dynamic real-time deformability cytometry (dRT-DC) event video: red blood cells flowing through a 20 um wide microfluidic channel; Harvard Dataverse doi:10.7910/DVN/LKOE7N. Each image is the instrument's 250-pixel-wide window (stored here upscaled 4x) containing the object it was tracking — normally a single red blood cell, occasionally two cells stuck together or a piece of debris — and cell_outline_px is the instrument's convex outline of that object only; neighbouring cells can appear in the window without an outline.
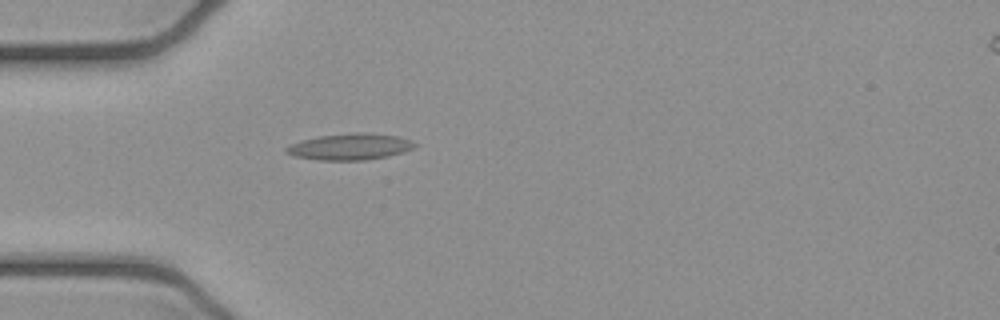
{"species": "common noctule bat (a hibernating species)", "species_latin": "Nyctalus noctula", "temperature_condition": "cold", "stored_images_in_passage": 1, "camera_frame_rate_fps": 3000, "um_per_image_px": 0.085, "animal": {"sex": "female", "body_mass_g": 21.9}, "frame": {"image": 1, "passage_image": 1, "time_ms": 0.0, "image_size_px": [1000, 320], "cell_outline_px": [[420, 144], [416, 148], [404, 152], [388, 156], [364, 160], [320, 160], [292, 156], [284, 152], [284, 148], [288, 144], [300, 140], [320, 136], [352, 132], [356, 132], [396, 136]], "centroid_in_image_um": [29.71, 12.47], "position_along_channel_um": 55.3, "area_um2": 19.88}}